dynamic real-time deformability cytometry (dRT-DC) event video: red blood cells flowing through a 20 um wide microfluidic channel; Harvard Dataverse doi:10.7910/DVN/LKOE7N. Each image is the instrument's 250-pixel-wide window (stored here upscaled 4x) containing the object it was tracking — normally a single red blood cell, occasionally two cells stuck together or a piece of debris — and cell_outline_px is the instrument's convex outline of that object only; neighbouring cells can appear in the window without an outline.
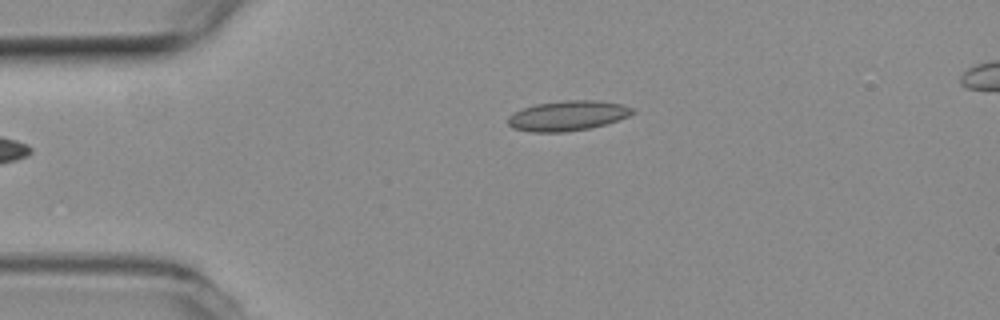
{"species": "common noctule bat (a hibernating species)", "species_latin": "Nyctalus noctula", "temperature_condition": "room temperature", "stored_images_in_passage": 6, "camera_frame_rate_fps": 3000, "um_per_image_px": 0.085, "animal": {"sex": "female", "body_mass_g": 19.3, "forearm_length_mm": 54.1}, "frame": {"image": 1, "passage_image": 6, "time_ms": 1.667, "image_size_px": [1000, 320], "cell_outline_px": [[636, 112], [628, 116], [604, 124], [588, 128], [564, 132], [532, 132], [512, 128], [508, 124], [508, 116], [512, 112], [536, 104], [564, 100], [596, 100], [624, 104], [632, 108]], "centroid_in_image_um": [48.23, 9.83], "position_along_channel_um": 36.8, "area_um2": 21.73}}